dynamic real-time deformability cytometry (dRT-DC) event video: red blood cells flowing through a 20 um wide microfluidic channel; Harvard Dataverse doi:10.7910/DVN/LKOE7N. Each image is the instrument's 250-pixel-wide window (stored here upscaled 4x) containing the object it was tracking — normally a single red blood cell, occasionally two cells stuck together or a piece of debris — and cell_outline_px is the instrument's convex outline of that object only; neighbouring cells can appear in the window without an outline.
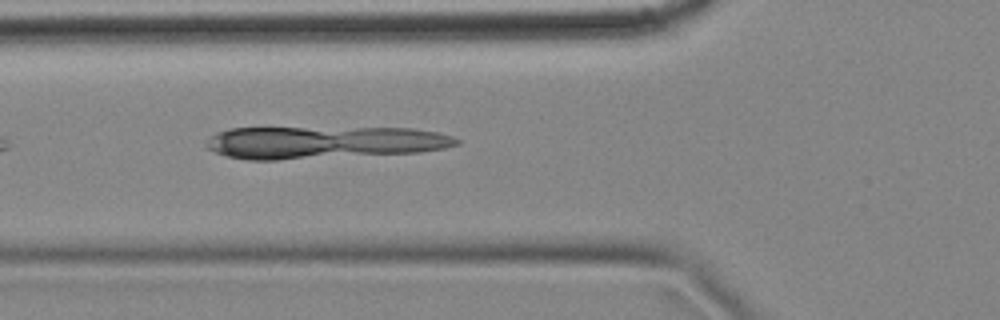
{"species": "common noctule bat (a hibernating species)", "species_latin": "Nyctalus noctula", "temperature_condition": "cold", "stored_images_in_passage": 6, "camera_frame_rate_fps": 3000, "um_per_image_px": 0.085, "animal": {"sex": "female", "body_mass_g": 18.4}, "frame": {"image": 1, "passage_image": 6, "time_ms": 1.667, "image_size_px": [1000, 320], "cell_outline_px": [[460, 144], [444, 148], [420, 152], [276, 160], [248, 160], [228, 156], [216, 152], [208, 148], [204, 144], [208, 136], [216, 132], [232, 128], [416, 128], [436, 132], [452, 136], [460, 140]], "centroid_in_image_um": [27.51, 12.1], "position_along_channel_um": 98.3, "area_um2": 47.4}}